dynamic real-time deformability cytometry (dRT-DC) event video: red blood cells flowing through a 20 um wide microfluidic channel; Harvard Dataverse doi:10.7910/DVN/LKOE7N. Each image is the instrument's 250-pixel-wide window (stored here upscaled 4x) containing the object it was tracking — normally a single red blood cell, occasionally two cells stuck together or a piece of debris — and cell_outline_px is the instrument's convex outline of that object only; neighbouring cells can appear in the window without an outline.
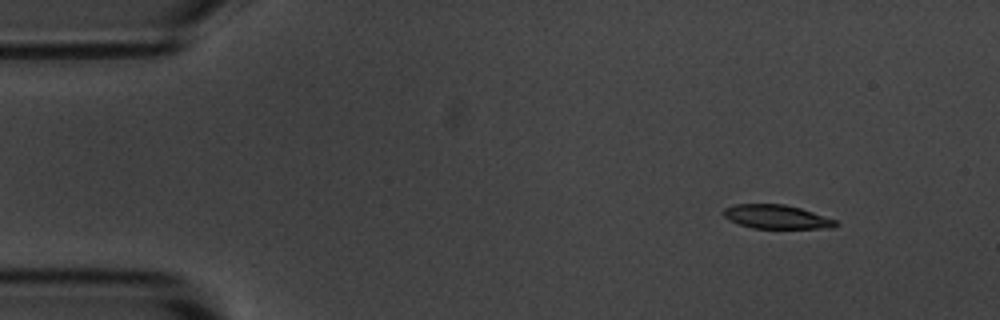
{"species": "common noctule bat (a hibernating species)", "species_latin": "Nyctalus noctula", "temperature_condition": "room temperature", "stored_images_in_passage": 50, "camera_frame_rate_fps": 3000, "um_per_image_px": 0.085, "animal": {"sex": "male", "body_mass_g": 20.1, "forearm_length_mm": 53.5}, "frame": {"image": 1, "passage_image": 1, "time_ms": 0.0, "image_size_px": [1000, 320], "cell_outline_px": [[840, 224], [832, 228], [752, 228], [728, 220], [720, 212], [724, 208], [736, 204], [784, 204], [800, 208], [836, 220]], "centroid_in_image_um": [65.98, 18.43], "position_along_channel_um": 19.0, "area_um2": 15.61}}
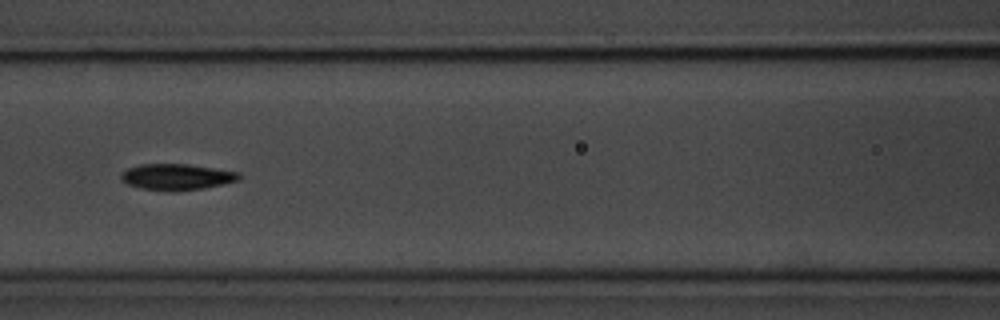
{"frame": {"image": 2, "passage_image": 19, "time_ms": 6.0, "image_size_px": [1000, 320], "cell_outline_px": [[240, 180], [204, 188], [176, 192], [172, 192], [140, 188], [128, 184], [120, 180], [120, 172], [128, 168], [140, 164], [188, 164], [236, 172], [240, 176]], "centroid_in_image_um": [14.95, 15.05], "position_along_channel_um": 151.6, "area_um2": 18.03}}
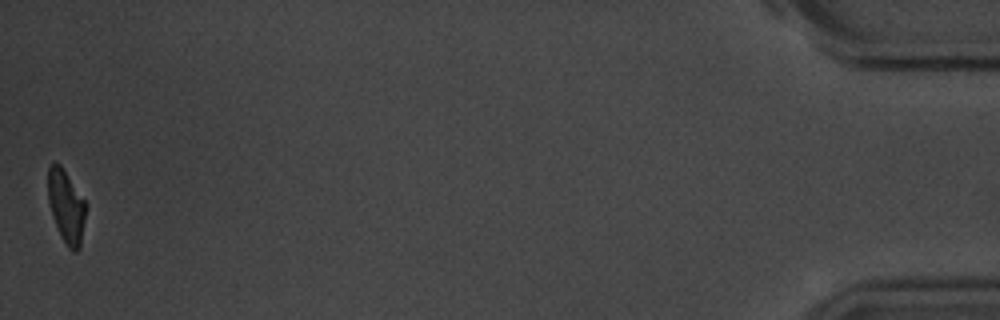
{"frame": {"image": 3, "passage_image": 50, "time_ms": 16.333, "image_size_px": [1000, 320], "cell_outline_px": [[88, 204], [80, 248], [76, 252], [72, 252], [68, 248], [60, 236], [52, 216], [48, 200], [48, 168], [52, 164], [60, 164]], "centroid_in_image_um": [5.66, 17.6], "position_along_channel_um": 429.5, "area_um2": 16.36}, "authors_computed_cell_mechanics": {"area_um2": 17.5423, "velocity_mm_per_s": 3.6193, "shape_relaxation_time_tau1_ms": 2.4556, "shape_relaxation_time_tau2_ms": 4.9531, "deformation_change_tau1": 0.1661, "deformation_change_tau2": 0.1207}}